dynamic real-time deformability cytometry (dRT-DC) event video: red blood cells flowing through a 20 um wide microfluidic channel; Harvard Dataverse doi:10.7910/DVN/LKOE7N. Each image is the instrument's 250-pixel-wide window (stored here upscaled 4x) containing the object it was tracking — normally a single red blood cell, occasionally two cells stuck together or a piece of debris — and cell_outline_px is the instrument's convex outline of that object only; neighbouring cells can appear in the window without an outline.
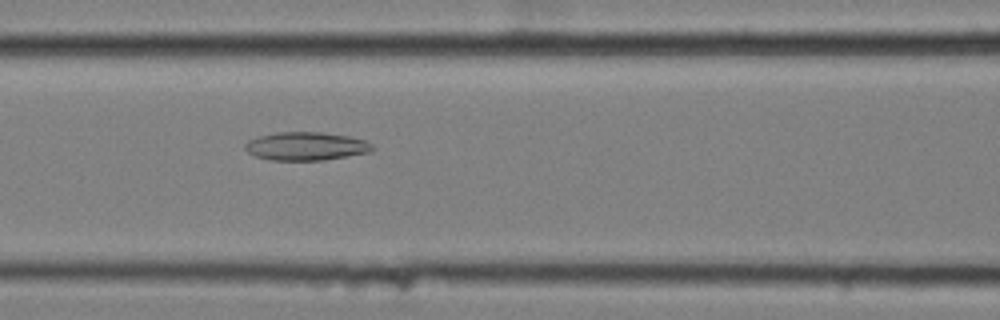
{"species": "common noctule bat (a hibernating species)", "species_latin": "Nyctalus noctula", "temperature_condition": "cold", "stored_images_in_passage": 58, "camera_frame_rate_fps": 3000, "um_per_image_px": 0.085, "animal": {"sex": "female", "body_mass_g": 25.1}, "frame": {"image": 1, "passage_image": 25, "time_ms": 8.0, "image_size_px": [1000, 320], "cell_outline_px": [[376, 148], [368, 152], [324, 160], [268, 160], [256, 156], [248, 152], [244, 148], [244, 144], [248, 140], [256, 136], [276, 132], [320, 132], [348, 136], [364, 140], [372, 144]], "centroid_in_image_um": [25.97, 12.42], "position_along_channel_um": 140.6, "area_um2": 21.04}}
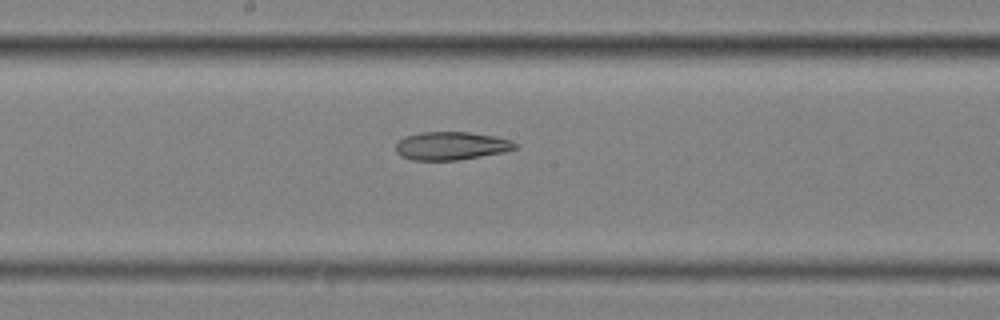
{"frame": {"image": 2, "passage_image": 31, "time_ms": 10.0, "image_size_px": [1000, 320], "cell_outline_px": [[516, 148], [504, 152], [456, 160], [412, 160], [400, 156], [396, 152], [396, 144], [404, 136], [420, 132], [468, 132], [496, 136], [512, 140], [516, 144]], "centroid_in_image_um": [38.33, 12.39], "position_along_channel_um": 209.9, "area_um2": 19.59}}
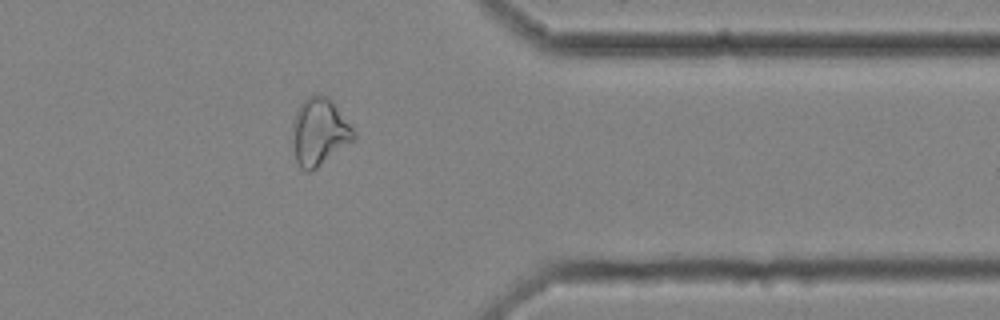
{"frame": {"image": 3, "passage_image": 47, "time_ms": 15.333, "image_size_px": [1000, 320], "cell_outline_px": [[356, 140], [312, 172], [308, 172], [300, 168], [296, 160], [292, 136], [292, 120], [300, 104], [308, 96], [328, 96], [332, 100], [356, 132]], "centroid_in_image_um": [27.16, 11.25], "position_along_channel_um": 384.2, "area_um2": 24.33}, "authors_computed_cell_mechanics": {"area_um2": 24.7673, "velocity_mm_per_s": 3.4745, "shape_relaxation_time_tau1_ms": null, "shape_relaxation_time_tau2_ms": 7.2475, "deformation_change_tau1": null, "deformation_change_tau2": 0.1713}}